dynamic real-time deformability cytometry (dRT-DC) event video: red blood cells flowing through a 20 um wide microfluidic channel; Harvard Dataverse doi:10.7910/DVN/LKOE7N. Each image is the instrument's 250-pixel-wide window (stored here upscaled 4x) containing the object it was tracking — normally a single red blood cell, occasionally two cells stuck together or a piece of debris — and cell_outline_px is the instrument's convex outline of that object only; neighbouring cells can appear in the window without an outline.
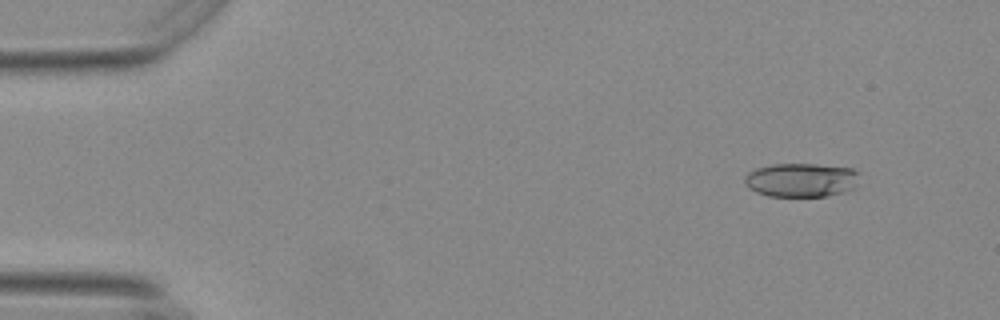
{"species": "Egyptian fruit bat (a non-hibernating species)", "species_latin": "Rousettus aegyptiacus", "temperature_condition": "warm", "stored_images_in_passage": 56, "camera_frame_rate_fps": 3000, "um_per_image_px": 0.085, "animal": {"sex": "female"}, "frame": {"image": 1, "passage_image": 6, "time_ms": 1.667, "image_size_px": [1000, 320], "cell_outline_px": [[860, 172], [856, 184], [852, 188], [840, 192], [824, 196], [768, 196], [756, 192], [748, 188], [744, 184], [744, 176], [748, 172], [756, 168], [772, 164], [816, 164], [856, 168]], "centroid_in_image_um": [68.08, 15.28], "position_along_channel_um": 16.9, "area_um2": 22.83}}
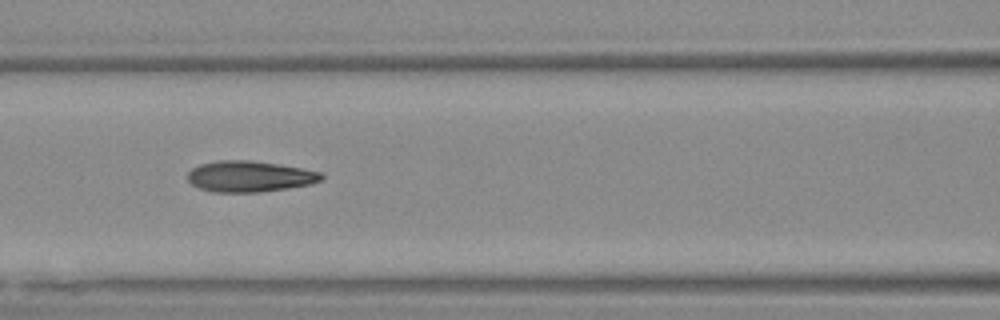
{"frame": {"image": 2, "passage_image": 25, "time_ms": 8.0, "image_size_px": [1000, 320], "cell_outline_px": [[324, 176], [320, 180], [312, 184], [288, 188], [260, 192], [212, 192], [200, 188], [192, 184], [188, 180], [188, 172], [192, 168], [200, 164], [216, 160], [248, 160], [276, 164], [300, 168], [320, 172]], "centroid_in_image_um": [21.19, 15.0], "position_along_channel_um": 145.4, "area_um2": 24.04}}
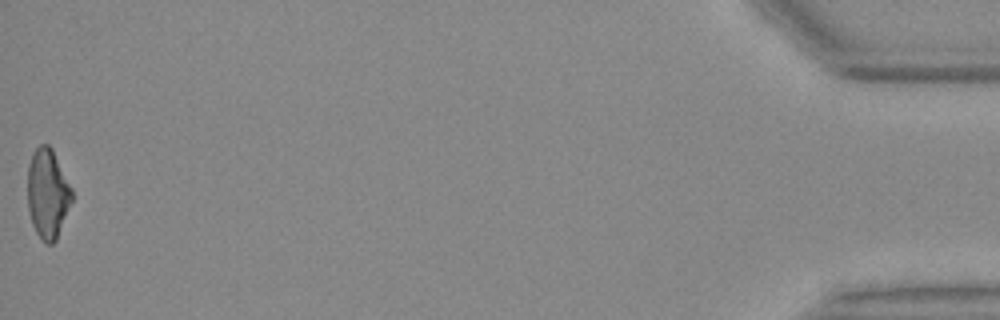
{"frame": {"image": 3, "passage_image": 56, "time_ms": 18.333, "image_size_px": [1000, 320], "cell_outline_px": [[72, 200], [56, 240], [52, 244], [44, 244], [36, 232], [32, 224], [28, 208], [28, 164], [32, 152], [40, 144], [48, 144], [52, 148], [72, 188]], "centroid_in_image_um": [4.04, 16.45], "position_along_channel_um": 431.2, "area_um2": 23.18}, "authors_computed_cell_mechanics": {"area_um2": 23.4668, "velocity_mm_per_s": 3.7214, "shape_relaxation_time_tau1_ms": 6.461, "shape_relaxation_time_tau2_ms": 1.7772, "deformation_change_tau1": 0.1928, "deformation_change_tau2": 0.1019}}